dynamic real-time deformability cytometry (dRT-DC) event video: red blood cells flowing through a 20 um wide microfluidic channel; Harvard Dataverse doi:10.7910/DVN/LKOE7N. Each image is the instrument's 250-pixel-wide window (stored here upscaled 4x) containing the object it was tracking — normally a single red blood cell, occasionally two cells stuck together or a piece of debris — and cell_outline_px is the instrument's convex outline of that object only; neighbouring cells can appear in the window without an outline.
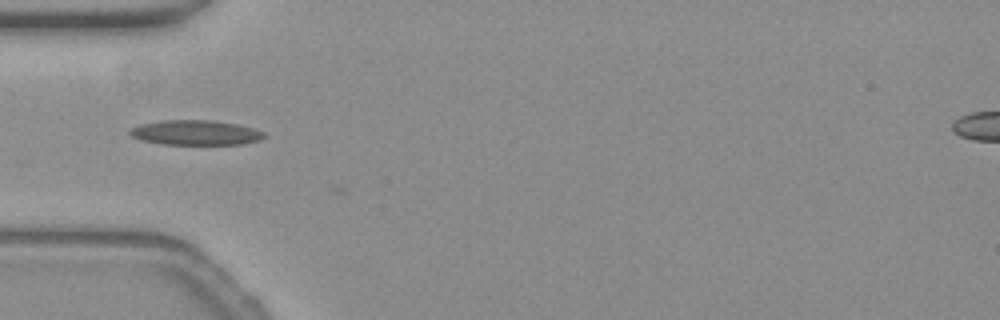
{"species": "common noctule bat (a hibernating species)", "species_latin": "Nyctalus noctula", "temperature_condition": "warm", "stored_images_in_passage": 6, "camera_frame_rate_fps": 3000, "um_per_image_px": 0.085, "animal": {"sex": "female", "body_mass_g": 19.3, "forearm_length_mm": 54.1}, "frame": {"image": 1, "passage_image": 1, "time_ms": 0.0, "image_size_px": [1000, 320], "cell_outline_px": [[264, 136], [260, 140], [240, 144], [160, 144], [140, 140], [132, 136], [128, 132], [132, 128], [140, 124], [160, 120], [212, 120], [236, 124], [252, 128], [264, 132]], "centroid_in_image_um": [16.58, 11.27], "position_along_channel_um": 68.4, "area_um2": 19.36}}
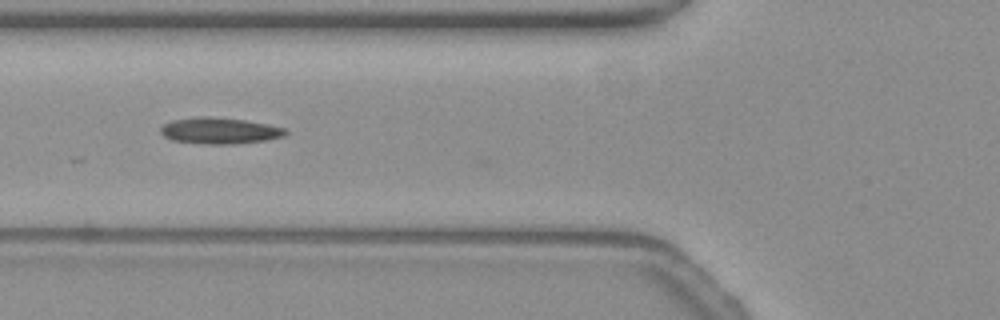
{"frame": {"image": 2, "passage_image": 4, "time_ms": 1.0, "image_size_px": [1000, 320], "cell_outline_px": [[288, 132], [284, 136], [264, 140], [232, 144], [200, 144], [172, 140], [164, 136], [160, 132], [160, 128], [164, 124], [172, 120], [200, 116], [208, 116], [244, 120], [268, 124], [284, 128]], "centroid_in_image_um": [18.63, 11.11], "position_along_channel_um": 107.2, "area_um2": 19.07}}